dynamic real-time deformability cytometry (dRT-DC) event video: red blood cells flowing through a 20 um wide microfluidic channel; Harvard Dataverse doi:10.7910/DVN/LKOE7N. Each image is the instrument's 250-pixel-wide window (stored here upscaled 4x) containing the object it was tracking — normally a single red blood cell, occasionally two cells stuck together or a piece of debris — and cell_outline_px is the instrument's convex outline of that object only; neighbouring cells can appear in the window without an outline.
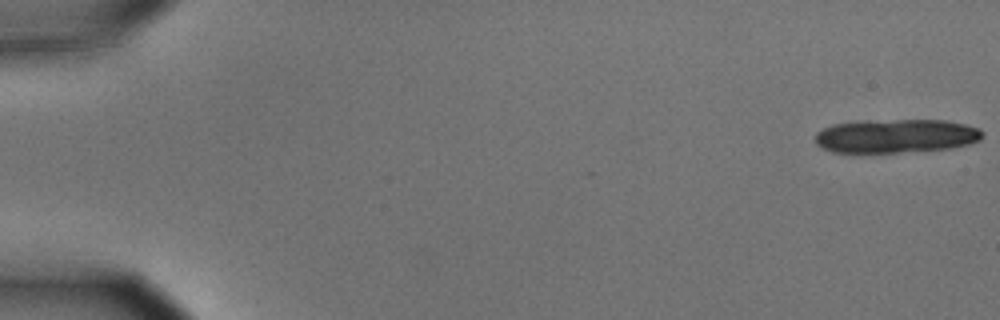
{"species": "common noctule bat (a hibernating species)", "species_latin": "Nyctalus noctula", "temperature_condition": "cold", "stored_images_in_passage": 22, "camera_frame_rate_fps": 3000, "um_per_image_px": 0.085, "animal": {"sex": "male", "body_mass_g": 15.6}, "frame": {"image": 1, "passage_image": 1, "time_ms": 0.0, "image_size_px": [1000, 320], "cell_outline_px": [[984, 136], [980, 140], [968, 144], [948, 148], [896, 152], [832, 152], [820, 148], [816, 144], [816, 132], [832, 124], [896, 120], [948, 120], [980, 128], [984, 132]], "centroid_in_image_um": [76.19, 11.56], "position_along_channel_um": 8.8, "area_um2": 32.54}}
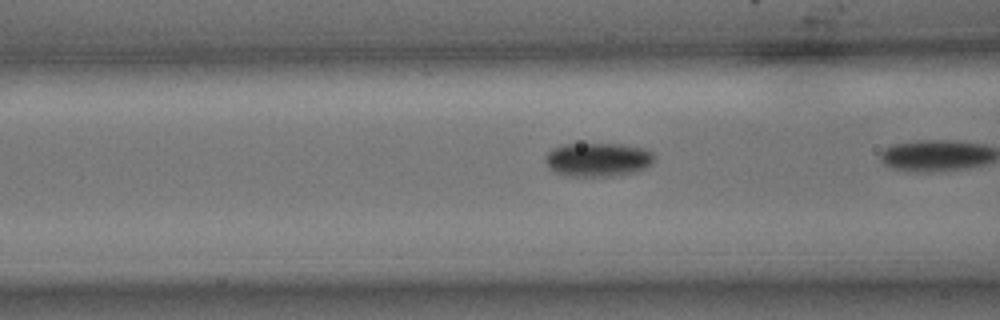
{"frame": {"image": 2, "passage_image": 21, "time_ms": 6.667, "image_size_px": [1000, 320], "cell_outline_px": [[656, 156], [644, 168], [632, 172], [612, 176], [568, 176], [556, 172], [548, 168], [544, 160], [544, 156], [552, 148], [564, 144], [620, 144], [648, 148]], "centroid_in_image_um": [50.78, 13.55], "position_along_channel_um": 115.8, "area_um2": 21.5}}